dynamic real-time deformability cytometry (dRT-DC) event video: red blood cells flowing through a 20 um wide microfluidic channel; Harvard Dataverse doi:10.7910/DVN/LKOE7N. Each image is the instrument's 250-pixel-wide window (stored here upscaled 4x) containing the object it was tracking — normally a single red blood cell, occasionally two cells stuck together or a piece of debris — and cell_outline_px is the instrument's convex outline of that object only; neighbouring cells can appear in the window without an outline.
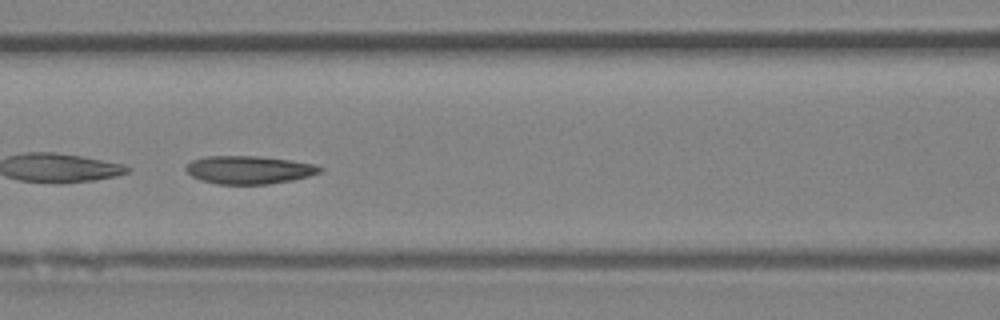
{"species": "Egyptian fruit bat (a non-hibernating species)", "species_latin": "Rousettus aegyptiacus", "temperature_condition": "room temperature", "stored_images_in_passage": 33, "camera_frame_rate_fps": 3000, "um_per_image_px": 0.085, "animal": {"sex": "female"}, "frame": {"image": 1, "passage_image": 10, "time_ms": 3.0, "image_size_px": [1000, 320], "cell_outline_px": [[324, 168], [320, 172], [308, 176], [292, 180], [268, 184], [216, 184], [200, 180], [192, 176], [184, 168], [192, 160], [204, 156], [256, 156], [288, 160], [316, 164]], "centroid_in_image_um": [21.15, 14.44], "position_along_channel_um": 145.5, "area_um2": 21.85}, "authors_computed_cell_mechanics": {"area_um2": 21.9062, "velocity_mm_per_s": 4.2764, "shape_relaxation_time_tau1_ms": 9.4136, "shape_relaxation_time_tau2_ms": 2.8299, "deformation_change_tau1": 0.2149, "deformation_change_tau2": 0.0753}}